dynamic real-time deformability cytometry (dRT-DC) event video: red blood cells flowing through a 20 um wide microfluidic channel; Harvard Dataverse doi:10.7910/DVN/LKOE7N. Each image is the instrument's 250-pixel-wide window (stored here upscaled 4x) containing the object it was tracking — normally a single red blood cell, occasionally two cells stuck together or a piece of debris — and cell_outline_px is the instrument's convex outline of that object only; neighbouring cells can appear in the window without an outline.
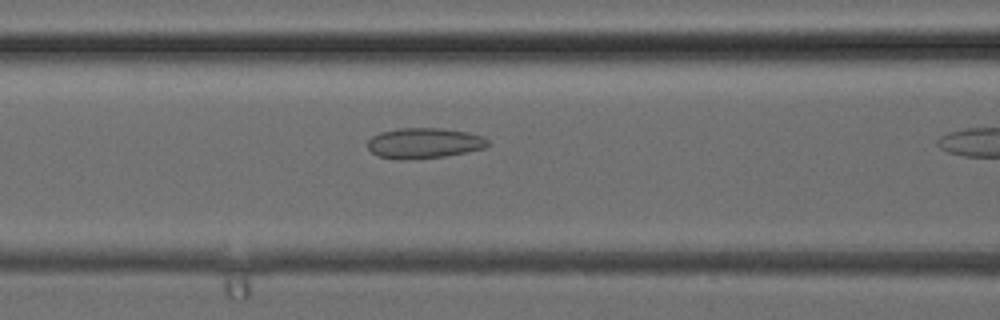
{"species": "common noctule bat (a hibernating species)", "species_latin": "Nyctalus noctula", "temperature_condition": "cold", "stored_images_in_passage": 6, "camera_frame_rate_fps": 3000, "um_per_image_px": 0.085, "animal": {"sex": "female", "body_mass_g": 24.6, "forearm_length_mm": 56.2}, "frame": {"image": 1, "passage_image": 5, "time_ms": 1.333, "image_size_px": [1000, 320], "cell_outline_px": [[488, 144], [484, 148], [444, 156], [408, 160], [400, 160], [380, 156], [372, 152], [368, 148], [368, 140], [372, 136], [380, 132], [396, 128], [440, 128], [468, 132], [484, 136], [488, 140]], "centroid_in_image_um": [36.03, 12.16], "position_along_channel_um": 130.6, "area_um2": 21.33}}